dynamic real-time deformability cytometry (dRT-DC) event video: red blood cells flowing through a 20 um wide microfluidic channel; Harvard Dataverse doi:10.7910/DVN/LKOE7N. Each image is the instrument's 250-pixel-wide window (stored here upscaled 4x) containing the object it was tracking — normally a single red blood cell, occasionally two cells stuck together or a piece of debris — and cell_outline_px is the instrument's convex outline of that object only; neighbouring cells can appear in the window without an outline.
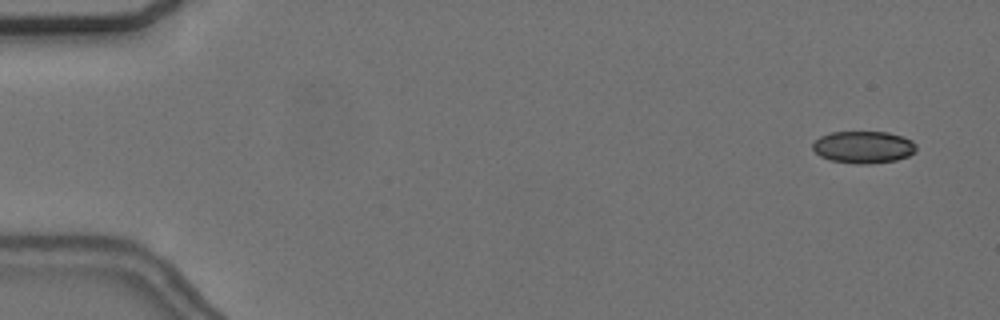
{"species": "common noctule bat (a hibernating species)", "species_latin": "Nyctalus noctula", "temperature_condition": "cold", "stored_images_in_passage": 54, "camera_frame_rate_fps": 3000, "um_per_image_px": 0.085, "animal": {"sex": "female", "body_mass_g": 24.6, "forearm_length_mm": 56.2}, "frame": {"image": 1, "passage_image": 2, "time_ms": 0.333, "image_size_px": [1000, 320], "cell_outline_px": [[916, 152], [908, 156], [896, 160], [868, 164], [856, 164], [832, 160], [820, 156], [812, 148], [812, 144], [820, 136], [832, 132], [888, 132], [904, 136], [912, 140], [916, 144]], "centroid_in_image_um": [73.42, 12.5], "position_along_channel_um": 11.6, "area_um2": 19.48}}
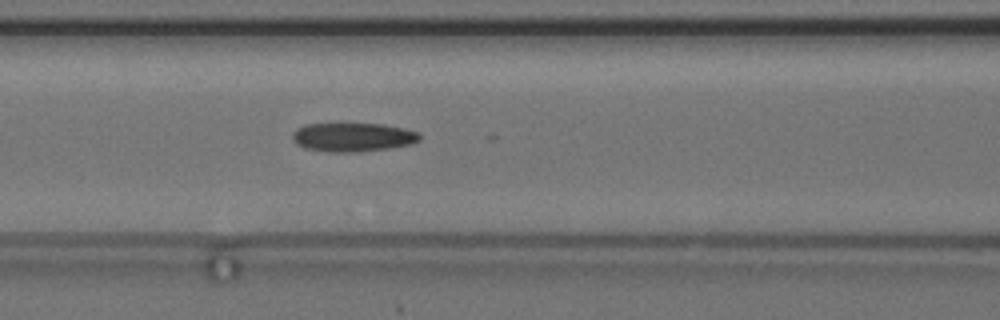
{"frame": {"image": 2, "passage_image": 23, "time_ms": 7.333, "image_size_px": [1000, 320], "cell_outline_px": [[420, 140], [412, 144], [388, 148], [360, 152], [328, 152], [304, 148], [296, 144], [292, 140], [292, 132], [296, 128], [304, 124], [384, 124], [404, 128], [416, 132], [420, 136]], "centroid_in_image_um": [29.95, 11.66], "position_along_channel_um": 136.7, "area_um2": 21.5}}
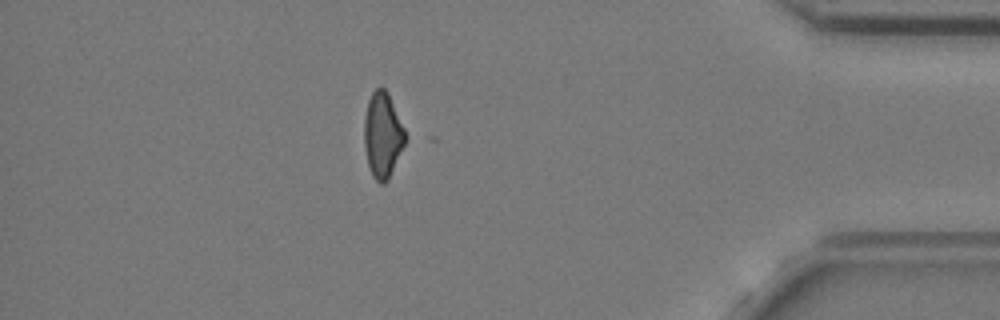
{"frame": {"image": 3, "passage_image": 48, "time_ms": 15.667, "image_size_px": [1000, 320], "cell_outline_px": [[412, 136], [388, 180], [384, 184], [380, 184], [372, 176], [368, 164], [364, 144], [364, 120], [368, 100], [372, 92], [380, 84], [388, 92]], "centroid_in_image_um": [32.63, 11.46], "position_along_channel_um": 402.6, "area_um2": 21.85}}